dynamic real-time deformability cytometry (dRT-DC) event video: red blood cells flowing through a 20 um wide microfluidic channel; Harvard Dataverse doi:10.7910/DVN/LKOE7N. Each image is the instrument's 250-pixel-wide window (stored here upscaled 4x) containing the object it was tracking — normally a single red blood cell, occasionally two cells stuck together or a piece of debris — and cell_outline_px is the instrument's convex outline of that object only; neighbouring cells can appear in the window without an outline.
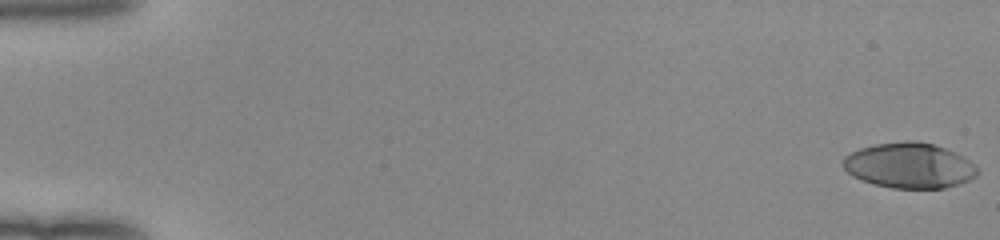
{"species": "human", "species_latin": "Homo sapiens", "temperature_condition": "room temperature", "stored_images_in_passage": 52, "camera_frame_rate_fps": 3000, "um_per_image_px": 0.085, "donor": {"sex": "female"}, "frame": {"image": 1, "passage_image": 1, "time_ms": 0.0, "image_size_px": [1000, 240], "cell_outline_px": [[980, 172], [976, 176], [960, 184], [944, 188], [892, 188], [872, 184], [852, 176], [844, 168], [844, 156], [860, 148], [876, 144], [904, 140], [916, 140], [932, 144], [944, 148], [968, 160]], "centroid_in_image_um": [77.27, 14.07], "position_along_channel_um": 7.7, "area_um2": 35.32}}
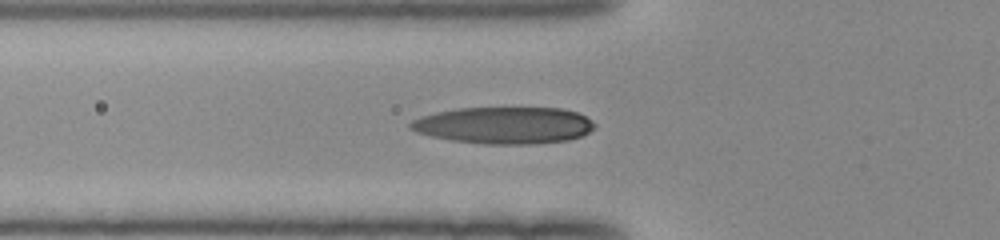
{"frame": {"image": 2, "passage_image": 20, "time_ms": 6.333, "image_size_px": [1000, 240], "cell_outline_px": [[596, 128], [580, 136], [568, 140], [532, 144], [484, 144], [452, 140], [432, 136], [416, 132], [408, 128], [408, 124], [412, 120], [420, 116], [436, 112], [456, 108], [560, 108], [576, 112], [592, 120], [596, 124]], "centroid_in_image_um": [42.83, 10.65], "position_along_channel_um": 83.0, "area_um2": 39.65}}
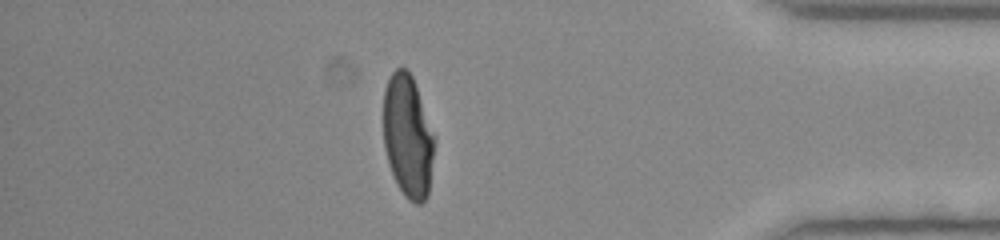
{"frame": {"image": 3, "passage_image": 46, "time_ms": 15.0, "image_size_px": [1000, 240], "cell_outline_px": [[432, 156], [428, 196], [420, 204], [416, 204], [408, 200], [404, 196], [396, 184], [388, 164], [384, 148], [384, 88], [392, 72], [396, 68], [408, 68], [412, 76], [432, 136]], "centroid_in_image_um": [34.6, 11.62], "position_along_channel_um": 400.6, "area_um2": 35.55}, "authors_computed_cell_mechanics": {"area_um2": 37.1654, "velocity_mm_per_s": 4.0238, "shape_relaxation_time_tau1_ms": 5.646, "shape_relaxation_time_tau2_ms": 1.1964, "deformation_change_tau1": 0.2638, "deformation_change_tau2": 0.0561}}